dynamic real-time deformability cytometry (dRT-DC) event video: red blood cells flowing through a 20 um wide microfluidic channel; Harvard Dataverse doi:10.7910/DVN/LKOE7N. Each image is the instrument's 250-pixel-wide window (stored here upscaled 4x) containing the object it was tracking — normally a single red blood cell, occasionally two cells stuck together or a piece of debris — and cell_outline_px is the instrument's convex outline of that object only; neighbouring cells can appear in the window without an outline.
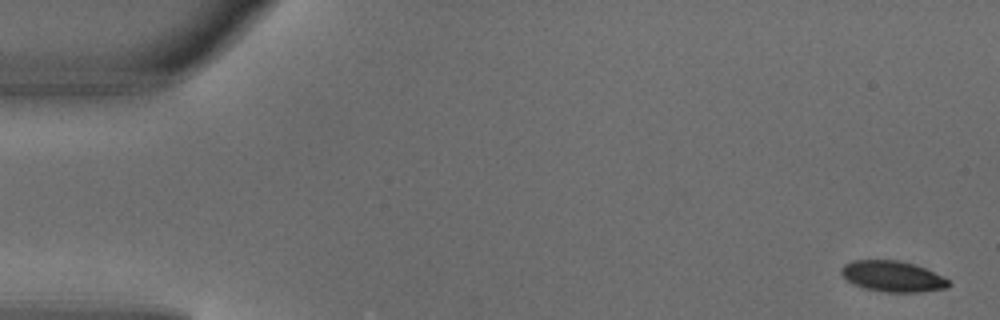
{"species": "common noctule bat (a hibernating species)", "species_latin": "Nyctalus noctula", "temperature_condition": "warm", "stored_images_in_passage": 5, "camera_frame_rate_fps": 3000, "um_per_image_px": 0.085, "animal": {"sex": "male", "body_mass_g": 18.8}, "frame": {"image": 1, "passage_image": 1, "time_ms": 0.0, "image_size_px": [1000, 320], "cell_outline_px": [[952, 284], [948, 288], [920, 292], [884, 292], [864, 288], [852, 284], [840, 272], [840, 268], [844, 264], [852, 260], [900, 260], [924, 268], [948, 280]], "centroid_in_image_um": [75.84, 23.49], "position_along_channel_um": 9.2, "area_um2": 19.25}}
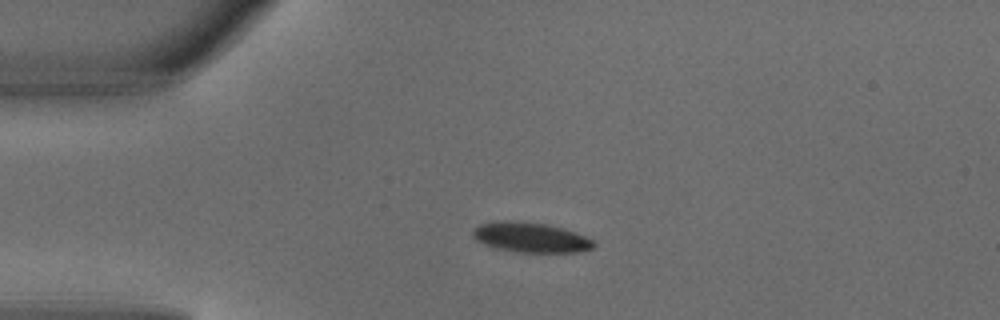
{"frame": {"image": 2, "passage_image": 4, "time_ms": 1.0, "image_size_px": [1000, 320], "cell_outline_px": [[596, 244], [592, 248], [580, 252], [516, 252], [496, 248], [484, 244], [476, 240], [472, 236], [472, 228], [480, 224], [492, 220], [516, 220], [544, 224], [564, 228], [584, 236], [592, 240]], "centroid_in_image_um": [45.04, 20.16], "position_along_channel_um": 40.0, "area_um2": 21.33}}